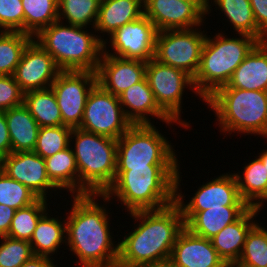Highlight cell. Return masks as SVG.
Instances as JSON below:
<instances>
[{"mask_svg":"<svg viewBox=\"0 0 267 267\" xmlns=\"http://www.w3.org/2000/svg\"><path fill=\"white\" fill-rule=\"evenodd\" d=\"M143 15V0H101L94 32L110 36L121 26Z\"/></svg>","mask_w":267,"mask_h":267,"instance_id":"cb8c5ba5","label":"cell"},{"mask_svg":"<svg viewBox=\"0 0 267 267\" xmlns=\"http://www.w3.org/2000/svg\"><path fill=\"white\" fill-rule=\"evenodd\" d=\"M258 214L249 207L235 222L228 224L211 238L213 247L228 267L240 258L247 234L257 223L254 217Z\"/></svg>","mask_w":267,"mask_h":267,"instance_id":"44dd1931","label":"cell"},{"mask_svg":"<svg viewBox=\"0 0 267 267\" xmlns=\"http://www.w3.org/2000/svg\"><path fill=\"white\" fill-rule=\"evenodd\" d=\"M205 102L225 135L237 132L267 139V92L218 88Z\"/></svg>","mask_w":267,"mask_h":267,"instance_id":"8992f818","label":"cell"},{"mask_svg":"<svg viewBox=\"0 0 267 267\" xmlns=\"http://www.w3.org/2000/svg\"><path fill=\"white\" fill-rule=\"evenodd\" d=\"M180 170L175 178V202L181 211H203L221 206H248L240 197L234 173H224L197 189L189 202L180 190ZM180 191V192H179ZM184 196V197H183Z\"/></svg>","mask_w":267,"mask_h":267,"instance_id":"5bb4252c","label":"cell"},{"mask_svg":"<svg viewBox=\"0 0 267 267\" xmlns=\"http://www.w3.org/2000/svg\"><path fill=\"white\" fill-rule=\"evenodd\" d=\"M259 154L258 157L261 159L263 166L267 169V150H263V152H260Z\"/></svg>","mask_w":267,"mask_h":267,"instance_id":"7dc6e473","label":"cell"},{"mask_svg":"<svg viewBox=\"0 0 267 267\" xmlns=\"http://www.w3.org/2000/svg\"><path fill=\"white\" fill-rule=\"evenodd\" d=\"M238 36L239 38H228L222 32H218L213 38L206 35L200 66L193 78L196 94L203 102L230 81L236 68L259 43L250 35Z\"/></svg>","mask_w":267,"mask_h":267,"instance_id":"5b68a950","label":"cell"},{"mask_svg":"<svg viewBox=\"0 0 267 267\" xmlns=\"http://www.w3.org/2000/svg\"><path fill=\"white\" fill-rule=\"evenodd\" d=\"M120 104L126 118L132 125L152 124L148 116H154L167 125L178 123L171 120L158 106L146 77L131 85L119 95ZM130 110H128V109Z\"/></svg>","mask_w":267,"mask_h":267,"instance_id":"ffe728a7","label":"cell"},{"mask_svg":"<svg viewBox=\"0 0 267 267\" xmlns=\"http://www.w3.org/2000/svg\"><path fill=\"white\" fill-rule=\"evenodd\" d=\"M169 143L153 124L132 125L117 140L116 171L139 167H180L175 149Z\"/></svg>","mask_w":267,"mask_h":267,"instance_id":"ba28073f","label":"cell"},{"mask_svg":"<svg viewBox=\"0 0 267 267\" xmlns=\"http://www.w3.org/2000/svg\"><path fill=\"white\" fill-rule=\"evenodd\" d=\"M229 267H246V266H241L235 263V264L230 265Z\"/></svg>","mask_w":267,"mask_h":267,"instance_id":"681fc988","label":"cell"},{"mask_svg":"<svg viewBox=\"0 0 267 267\" xmlns=\"http://www.w3.org/2000/svg\"><path fill=\"white\" fill-rule=\"evenodd\" d=\"M170 258L176 267H228L211 239L195 235L186 227L177 236Z\"/></svg>","mask_w":267,"mask_h":267,"instance_id":"d6986e66","label":"cell"},{"mask_svg":"<svg viewBox=\"0 0 267 267\" xmlns=\"http://www.w3.org/2000/svg\"><path fill=\"white\" fill-rule=\"evenodd\" d=\"M131 126L119 96L105 91L97 83L87 97L79 129L118 140Z\"/></svg>","mask_w":267,"mask_h":267,"instance_id":"8fae6325","label":"cell"},{"mask_svg":"<svg viewBox=\"0 0 267 267\" xmlns=\"http://www.w3.org/2000/svg\"><path fill=\"white\" fill-rule=\"evenodd\" d=\"M220 88L267 92V41L259 42L233 72L230 81Z\"/></svg>","mask_w":267,"mask_h":267,"instance_id":"603a6c76","label":"cell"},{"mask_svg":"<svg viewBox=\"0 0 267 267\" xmlns=\"http://www.w3.org/2000/svg\"><path fill=\"white\" fill-rule=\"evenodd\" d=\"M37 199L38 197L24 184L0 170V204L18 210L34 203Z\"/></svg>","mask_w":267,"mask_h":267,"instance_id":"8d00e7d4","label":"cell"},{"mask_svg":"<svg viewBox=\"0 0 267 267\" xmlns=\"http://www.w3.org/2000/svg\"><path fill=\"white\" fill-rule=\"evenodd\" d=\"M101 0H58V20L74 26L95 28ZM63 19V20H62ZM92 23V24H91Z\"/></svg>","mask_w":267,"mask_h":267,"instance_id":"836d02e7","label":"cell"},{"mask_svg":"<svg viewBox=\"0 0 267 267\" xmlns=\"http://www.w3.org/2000/svg\"><path fill=\"white\" fill-rule=\"evenodd\" d=\"M246 267H267V229L256 223L249 231L237 263Z\"/></svg>","mask_w":267,"mask_h":267,"instance_id":"e575fe53","label":"cell"},{"mask_svg":"<svg viewBox=\"0 0 267 267\" xmlns=\"http://www.w3.org/2000/svg\"><path fill=\"white\" fill-rule=\"evenodd\" d=\"M54 261L50 257L33 255L20 267H56Z\"/></svg>","mask_w":267,"mask_h":267,"instance_id":"ee69618b","label":"cell"},{"mask_svg":"<svg viewBox=\"0 0 267 267\" xmlns=\"http://www.w3.org/2000/svg\"><path fill=\"white\" fill-rule=\"evenodd\" d=\"M48 213L39 219L29 243L34 255L55 260L52 256L62 244L66 245V221L65 218L61 221L58 217H51Z\"/></svg>","mask_w":267,"mask_h":267,"instance_id":"484cf974","label":"cell"},{"mask_svg":"<svg viewBox=\"0 0 267 267\" xmlns=\"http://www.w3.org/2000/svg\"><path fill=\"white\" fill-rule=\"evenodd\" d=\"M129 214L139 224L118 241L117 267H134L169 258L177 236L185 227L176 202L158 210H139Z\"/></svg>","mask_w":267,"mask_h":267,"instance_id":"7a4b0ae2","label":"cell"},{"mask_svg":"<svg viewBox=\"0 0 267 267\" xmlns=\"http://www.w3.org/2000/svg\"><path fill=\"white\" fill-rule=\"evenodd\" d=\"M213 5L220 9L228 22L233 25L236 34H246L256 38L259 42L267 41V37L256 25L253 10L249 0H213ZM210 0H207V15L211 12ZM210 11V12H209Z\"/></svg>","mask_w":267,"mask_h":267,"instance_id":"4316f807","label":"cell"},{"mask_svg":"<svg viewBox=\"0 0 267 267\" xmlns=\"http://www.w3.org/2000/svg\"><path fill=\"white\" fill-rule=\"evenodd\" d=\"M249 206H221L203 211H181L185 227L193 234L211 239L235 222Z\"/></svg>","mask_w":267,"mask_h":267,"instance_id":"7402d4cb","label":"cell"},{"mask_svg":"<svg viewBox=\"0 0 267 267\" xmlns=\"http://www.w3.org/2000/svg\"><path fill=\"white\" fill-rule=\"evenodd\" d=\"M24 92L13 75H0V111L23 104Z\"/></svg>","mask_w":267,"mask_h":267,"instance_id":"ab89813d","label":"cell"},{"mask_svg":"<svg viewBox=\"0 0 267 267\" xmlns=\"http://www.w3.org/2000/svg\"><path fill=\"white\" fill-rule=\"evenodd\" d=\"M34 39L23 32L0 31V75H13L24 50Z\"/></svg>","mask_w":267,"mask_h":267,"instance_id":"1f68e13d","label":"cell"},{"mask_svg":"<svg viewBox=\"0 0 267 267\" xmlns=\"http://www.w3.org/2000/svg\"><path fill=\"white\" fill-rule=\"evenodd\" d=\"M256 25L259 30L267 37V0H249Z\"/></svg>","mask_w":267,"mask_h":267,"instance_id":"60d3db41","label":"cell"},{"mask_svg":"<svg viewBox=\"0 0 267 267\" xmlns=\"http://www.w3.org/2000/svg\"><path fill=\"white\" fill-rule=\"evenodd\" d=\"M0 31L24 33L22 0H0Z\"/></svg>","mask_w":267,"mask_h":267,"instance_id":"f35d334b","label":"cell"},{"mask_svg":"<svg viewBox=\"0 0 267 267\" xmlns=\"http://www.w3.org/2000/svg\"><path fill=\"white\" fill-rule=\"evenodd\" d=\"M23 104L39 127L63 125L61 111L51 87L24 93Z\"/></svg>","mask_w":267,"mask_h":267,"instance_id":"f1b7e54d","label":"cell"},{"mask_svg":"<svg viewBox=\"0 0 267 267\" xmlns=\"http://www.w3.org/2000/svg\"><path fill=\"white\" fill-rule=\"evenodd\" d=\"M97 84L93 71H61L51 88L61 111L62 123L70 128H79L87 97Z\"/></svg>","mask_w":267,"mask_h":267,"instance_id":"7c38bea8","label":"cell"},{"mask_svg":"<svg viewBox=\"0 0 267 267\" xmlns=\"http://www.w3.org/2000/svg\"><path fill=\"white\" fill-rule=\"evenodd\" d=\"M145 77L160 109L173 121L187 129L191 125L181 119L185 88L196 93L193 78L185 71L160 63L155 58L146 62Z\"/></svg>","mask_w":267,"mask_h":267,"instance_id":"9c48e42d","label":"cell"},{"mask_svg":"<svg viewBox=\"0 0 267 267\" xmlns=\"http://www.w3.org/2000/svg\"><path fill=\"white\" fill-rule=\"evenodd\" d=\"M1 170L24 184L38 198L48 200L46 195L50 190H58L47 176L45 159L34 151L11 152L1 159Z\"/></svg>","mask_w":267,"mask_h":267,"instance_id":"e0dca14e","label":"cell"},{"mask_svg":"<svg viewBox=\"0 0 267 267\" xmlns=\"http://www.w3.org/2000/svg\"><path fill=\"white\" fill-rule=\"evenodd\" d=\"M267 201V186L265 189L264 194L251 206L252 209H254L257 213L263 209L264 202Z\"/></svg>","mask_w":267,"mask_h":267,"instance_id":"bcb514c9","label":"cell"},{"mask_svg":"<svg viewBox=\"0 0 267 267\" xmlns=\"http://www.w3.org/2000/svg\"><path fill=\"white\" fill-rule=\"evenodd\" d=\"M12 152L33 151L39 125L24 104L4 111Z\"/></svg>","mask_w":267,"mask_h":267,"instance_id":"d4e9b609","label":"cell"},{"mask_svg":"<svg viewBox=\"0 0 267 267\" xmlns=\"http://www.w3.org/2000/svg\"><path fill=\"white\" fill-rule=\"evenodd\" d=\"M146 62L123 59L102 53L97 74V83L107 92L119 96L131 85L145 77Z\"/></svg>","mask_w":267,"mask_h":267,"instance_id":"ac0fdd59","label":"cell"},{"mask_svg":"<svg viewBox=\"0 0 267 267\" xmlns=\"http://www.w3.org/2000/svg\"><path fill=\"white\" fill-rule=\"evenodd\" d=\"M197 28L158 31L155 59L160 63L185 71L195 77L199 66L206 33Z\"/></svg>","mask_w":267,"mask_h":267,"instance_id":"30bf717a","label":"cell"},{"mask_svg":"<svg viewBox=\"0 0 267 267\" xmlns=\"http://www.w3.org/2000/svg\"><path fill=\"white\" fill-rule=\"evenodd\" d=\"M134 267H176V266L174 265L173 260L169 257L162 260L142 263Z\"/></svg>","mask_w":267,"mask_h":267,"instance_id":"f6af8a7d","label":"cell"},{"mask_svg":"<svg viewBox=\"0 0 267 267\" xmlns=\"http://www.w3.org/2000/svg\"><path fill=\"white\" fill-rule=\"evenodd\" d=\"M180 1H187V2H207V0H180Z\"/></svg>","mask_w":267,"mask_h":267,"instance_id":"c3c4849f","label":"cell"},{"mask_svg":"<svg viewBox=\"0 0 267 267\" xmlns=\"http://www.w3.org/2000/svg\"><path fill=\"white\" fill-rule=\"evenodd\" d=\"M84 29L87 28L57 20L43 28L34 40L53 57L61 71L96 72L108 39Z\"/></svg>","mask_w":267,"mask_h":267,"instance_id":"277c9868","label":"cell"},{"mask_svg":"<svg viewBox=\"0 0 267 267\" xmlns=\"http://www.w3.org/2000/svg\"><path fill=\"white\" fill-rule=\"evenodd\" d=\"M143 5L144 15L157 31L191 29L205 23L207 2L143 0Z\"/></svg>","mask_w":267,"mask_h":267,"instance_id":"9a60e30c","label":"cell"},{"mask_svg":"<svg viewBox=\"0 0 267 267\" xmlns=\"http://www.w3.org/2000/svg\"><path fill=\"white\" fill-rule=\"evenodd\" d=\"M73 205L66 218V244L81 267H117L119 243L115 244L105 204L99 194L71 195Z\"/></svg>","mask_w":267,"mask_h":267,"instance_id":"6da1fadb","label":"cell"},{"mask_svg":"<svg viewBox=\"0 0 267 267\" xmlns=\"http://www.w3.org/2000/svg\"><path fill=\"white\" fill-rule=\"evenodd\" d=\"M71 146L73 145L70 144L65 150L45 158L46 172L59 190L67 189L71 195H79L78 167Z\"/></svg>","mask_w":267,"mask_h":267,"instance_id":"83f0119b","label":"cell"},{"mask_svg":"<svg viewBox=\"0 0 267 267\" xmlns=\"http://www.w3.org/2000/svg\"><path fill=\"white\" fill-rule=\"evenodd\" d=\"M46 199L38 198L34 203L15 211L8 237L30 242L39 219L47 212Z\"/></svg>","mask_w":267,"mask_h":267,"instance_id":"d6a6232c","label":"cell"},{"mask_svg":"<svg viewBox=\"0 0 267 267\" xmlns=\"http://www.w3.org/2000/svg\"><path fill=\"white\" fill-rule=\"evenodd\" d=\"M11 140L4 111H0V159L11 153Z\"/></svg>","mask_w":267,"mask_h":267,"instance_id":"b9f144b4","label":"cell"},{"mask_svg":"<svg viewBox=\"0 0 267 267\" xmlns=\"http://www.w3.org/2000/svg\"><path fill=\"white\" fill-rule=\"evenodd\" d=\"M72 142H75L72 151L78 167L79 195L104 194L115 181L117 139L73 128Z\"/></svg>","mask_w":267,"mask_h":267,"instance_id":"52a82bcc","label":"cell"},{"mask_svg":"<svg viewBox=\"0 0 267 267\" xmlns=\"http://www.w3.org/2000/svg\"><path fill=\"white\" fill-rule=\"evenodd\" d=\"M24 33L35 37L58 20V0H22Z\"/></svg>","mask_w":267,"mask_h":267,"instance_id":"4dcf8cb0","label":"cell"},{"mask_svg":"<svg viewBox=\"0 0 267 267\" xmlns=\"http://www.w3.org/2000/svg\"><path fill=\"white\" fill-rule=\"evenodd\" d=\"M242 175L234 173L238 191L241 199L251 207L265 192L267 186V169L263 166L261 159H256L247 163L243 167ZM243 178V179H242Z\"/></svg>","mask_w":267,"mask_h":267,"instance_id":"f546056e","label":"cell"},{"mask_svg":"<svg viewBox=\"0 0 267 267\" xmlns=\"http://www.w3.org/2000/svg\"><path fill=\"white\" fill-rule=\"evenodd\" d=\"M179 168L139 167L116 171L114 183L99 197L109 203L117 197L129 213L164 208L175 202V178Z\"/></svg>","mask_w":267,"mask_h":267,"instance_id":"3957f363","label":"cell"},{"mask_svg":"<svg viewBox=\"0 0 267 267\" xmlns=\"http://www.w3.org/2000/svg\"><path fill=\"white\" fill-rule=\"evenodd\" d=\"M15 211L7 205L0 204V237L8 235Z\"/></svg>","mask_w":267,"mask_h":267,"instance_id":"7bdbcfd3","label":"cell"},{"mask_svg":"<svg viewBox=\"0 0 267 267\" xmlns=\"http://www.w3.org/2000/svg\"><path fill=\"white\" fill-rule=\"evenodd\" d=\"M0 241V267H20L34 255L28 241L8 236L0 237Z\"/></svg>","mask_w":267,"mask_h":267,"instance_id":"74e56055","label":"cell"},{"mask_svg":"<svg viewBox=\"0 0 267 267\" xmlns=\"http://www.w3.org/2000/svg\"><path fill=\"white\" fill-rule=\"evenodd\" d=\"M157 29L145 15L121 26L109 37L113 53L103 45V53L123 59L148 62L155 57Z\"/></svg>","mask_w":267,"mask_h":267,"instance_id":"4fadbf2b","label":"cell"},{"mask_svg":"<svg viewBox=\"0 0 267 267\" xmlns=\"http://www.w3.org/2000/svg\"><path fill=\"white\" fill-rule=\"evenodd\" d=\"M71 131L72 128L65 125L40 127L37 143L33 151L45 159L65 150L70 146Z\"/></svg>","mask_w":267,"mask_h":267,"instance_id":"d590c367","label":"cell"},{"mask_svg":"<svg viewBox=\"0 0 267 267\" xmlns=\"http://www.w3.org/2000/svg\"><path fill=\"white\" fill-rule=\"evenodd\" d=\"M60 72L53 57L33 39L24 50L13 76L26 93L50 88Z\"/></svg>","mask_w":267,"mask_h":267,"instance_id":"2e32d148","label":"cell"}]
</instances>
